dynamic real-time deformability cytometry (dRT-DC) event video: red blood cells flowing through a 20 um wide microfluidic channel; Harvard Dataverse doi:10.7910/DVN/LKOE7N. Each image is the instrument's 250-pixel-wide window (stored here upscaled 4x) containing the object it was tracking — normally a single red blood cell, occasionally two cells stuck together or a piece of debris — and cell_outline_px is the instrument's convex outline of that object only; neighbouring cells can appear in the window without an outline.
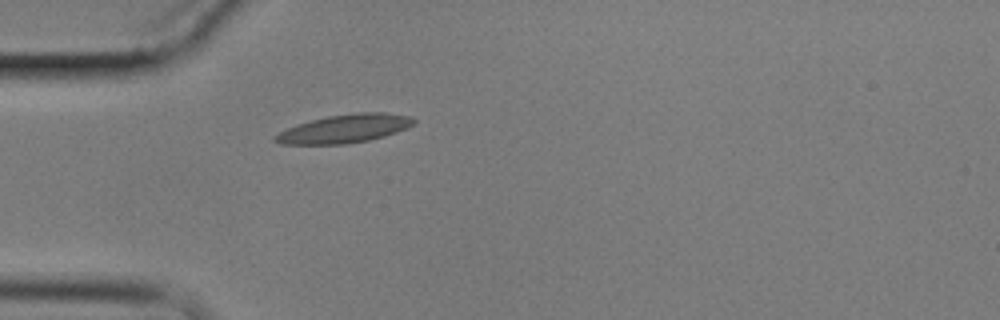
{"species": "common noctule bat (a hibernating species)", "species_latin": "Nyctalus noctula", "temperature_condition": "cold", "stored_images_in_passage": 1, "camera_frame_rate_fps": 3000, "um_per_image_px": 0.085, "animal": {"sex": "male", "body_mass_g": 17.9}, "frame": {"image": 1, "passage_image": 1, "time_ms": 0.0, "image_size_px": [1000, 320], "cell_outline_px": [[416, 120], [412, 124], [396, 132], [384, 136], [368, 140], [344, 144], [280, 144], [272, 140], [272, 136], [296, 124], [328, 116], [356, 112], [384, 112], [408, 116]], "centroid_in_image_um": [29.23, 10.94], "position_along_channel_um": 55.8, "area_um2": 22.72}}